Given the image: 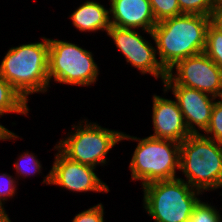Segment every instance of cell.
Instances as JSON below:
<instances>
[{
    "mask_svg": "<svg viewBox=\"0 0 222 222\" xmlns=\"http://www.w3.org/2000/svg\"><path fill=\"white\" fill-rule=\"evenodd\" d=\"M122 133L84 118L72 125L71 131L59 139L56 147L72 161L104 167L108 165L110 150L121 142Z\"/></svg>",
    "mask_w": 222,
    "mask_h": 222,
    "instance_id": "cell-6",
    "label": "cell"
},
{
    "mask_svg": "<svg viewBox=\"0 0 222 222\" xmlns=\"http://www.w3.org/2000/svg\"><path fill=\"white\" fill-rule=\"evenodd\" d=\"M30 108L23 97L0 76V117L8 114L28 116Z\"/></svg>",
    "mask_w": 222,
    "mask_h": 222,
    "instance_id": "cell-15",
    "label": "cell"
},
{
    "mask_svg": "<svg viewBox=\"0 0 222 222\" xmlns=\"http://www.w3.org/2000/svg\"><path fill=\"white\" fill-rule=\"evenodd\" d=\"M49 82L65 85L90 87L98 81L100 70L94 54L67 40L48 38Z\"/></svg>",
    "mask_w": 222,
    "mask_h": 222,
    "instance_id": "cell-7",
    "label": "cell"
},
{
    "mask_svg": "<svg viewBox=\"0 0 222 222\" xmlns=\"http://www.w3.org/2000/svg\"><path fill=\"white\" fill-rule=\"evenodd\" d=\"M156 22L182 15L177 0H149Z\"/></svg>",
    "mask_w": 222,
    "mask_h": 222,
    "instance_id": "cell-19",
    "label": "cell"
},
{
    "mask_svg": "<svg viewBox=\"0 0 222 222\" xmlns=\"http://www.w3.org/2000/svg\"><path fill=\"white\" fill-rule=\"evenodd\" d=\"M163 85H182L222 98V70L202 52L178 61Z\"/></svg>",
    "mask_w": 222,
    "mask_h": 222,
    "instance_id": "cell-9",
    "label": "cell"
},
{
    "mask_svg": "<svg viewBox=\"0 0 222 222\" xmlns=\"http://www.w3.org/2000/svg\"><path fill=\"white\" fill-rule=\"evenodd\" d=\"M210 22L219 31H222V4L214 5L210 16Z\"/></svg>",
    "mask_w": 222,
    "mask_h": 222,
    "instance_id": "cell-24",
    "label": "cell"
},
{
    "mask_svg": "<svg viewBox=\"0 0 222 222\" xmlns=\"http://www.w3.org/2000/svg\"><path fill=\"white\" fill-rule=\"evenodd\" d=\"M180 172L192 188L202 192L222 188V143L190 134L180 143Z\"/></svg>",
    "mask_w": 222,
    "mask_h": 222,
    "instance_id": "cell-4",
    "label": "cell"
},
{
    "mask_svg": "<svg viewBox=\"0 0 222 222\" xmlns=\"http://www.w3.org/2000/svg\"><path fill=\"white\" fill-rule=\"evenodd\" d=\"M142 32V34H141ZM143 33L149 34L151 40L146 39ZM107 36L112 39V43L124 56L127 64L140 71L143 75L150 74L155 79H160L162 83L167 77V71L163 68L157 58V50L152 31L124 29L112 26L107 31Z\"/></svg>",
    "mask_w": 222,
    "mask_h": 222,
    "instance_id": "cell-8",
    "label": "cell"
},
{
    "mask_svg": "<svg viewBox=\"0 0 222 222\" xmlns=\"http://www.w3.org/2000/svg\"><path fill=\"white\" fill-rule=\"evenodd\" d=\"M210 16L182 14L158 22L152 29L159 62L168 71L178 61L202 53Z\"/></svg>",
    "mask_w": 222,
    "mask_h": 222,
    "instance_id": "cell-1",
    "label": "cell"
},
{
    "mask_svg": "<svg viewBox=\"0 0 222 222\" xmlns=\"http://www.w3.org/2000/svg\"><path fill=\"white\" fill-rule=\"evenodd\" d=\"M203 135L222 143V98H218L212 109L211 119Z\"/></svg>",
    "mask_w": 222,
    "mask_h": 222,
    "instance_id": "cell-20",
    "label": "cell"
},
{
    "mask_svg": "<svg viewBox=\"0 0 222 222\" xmlns=\"http://www.w3.org/2000/svg\"><path fill=\"white\" fill-rule=\"evenodd\" d=\"M17 178L8 173H0V204L3 206L9 199L17 195V185H19ZM6 201V202H5Z\"/></svg>",
    "mask_w": 222,
    "mask_h": 222,
    "instance_id": "cell-22",
    "label": "cell"
},
{
    "mask_svg": "<svg viewBox=\"0 0 222 222\" xmlns=\"http://www.w3.org/2000/svg\"><path fill=\"white\" fill-rule=\"evenodd\" d=\"M151 110L154 131L151 137L181 143L191 134L175 98L172 100L153 94Z\"/></svg>",
    "mask_w": 222,
    "mask_h": 222,
    "instance_id": "cell-12",
    "label": "cell"
},
{
    "mask_svg": "<svg viewBox=\"0 0 222 222\" xmlns=\"http://www.w3.org/2000/svg\"><path fill=\"white\" fill-rule=\"evenodd\" d=\"M2 222H12L11 220H10V217L8 216L6 219H4Z\"/></svg>",
    "mask_w": 222,
    "mask_h": 222,
    "instance_id": "cell-28",
    "label": "cell"
},
{
    "mask_svg": "<svg viewBox=\"0 0 222 222\" xmlns=\"http://www.w3.org/2000/svg\"><path fill=\"white\" fill-rule=\"evenodd\" d=\"M53 150L57 151L54 162L42 184L56 185L70 193L110 192L109 186L96 174L95 167L70 160L56 147V144Z\"/></svg>",
    "mask_w": 222,
    "mask_h": 222,
    "instance_id": "cell-10",
    "label": "cell"
},
{
    "mask_svg": "<svg viewBox=\"0 0 222 222\" xmlns=\"http://www.w3.org/2000/svg\"><path fill=\"white\" fill-rule=\"evenodd\" d=\"M42 41L12 46L0 62V76L29 103V95L47 93L50 87L48 76L49 42Z\"/></svg>",
    "mask_w": 222,
    "mask_h": 222,
    "instance_id": "cell-2",
    "label": "cell"
},
{
    "mask_svg": "<svg viewBox=\"0 0 222 222\" xmlns=\"http://www.w3.org/2000/svg\"><path fill=\"white\" fill-rule=\"evenodd\" d=\"M220 210L215 205L201 199L195 205L190 220L186 222H222Z\"/></svg>",
    "mask_w": 222,
    "mask_h": 222,
    "instance_id": "cell-18",
    "label": "cell"
},
{
    "mask_svg": "<svg viewBox=\"0 0 222 222\" xmlns=\"http://www.w3.org/2000/svg\"><path fill=\"white\" fill-rule=\"evenodd\" d=\"M182 14L211 16L213 0H177Z\"/></svg>",
    "mask_w": 222,
    "mask_h": 222,
    "instance_id": "cell-21",
    "label": "cell"
},
{
    "mask_svg": "<svg viewBox=\"0 0 222 222\" xmlns=\"http://www.w3.org/2000/svg\"><path fill=\"white\" fill-rule=\"evenodd\" d=\"M137 141L129 163L131 180L140 181L141 187L156 181L179 178L180 143L154 138H139L122 133L121 141Z\"/></svg>",
    "mask_w": 222,
    "mask_h": 222,
    "instance_id": "cell-3",
    "label": "cell"
},
{
    "mask_svg": "<svg viewBox=\"0 0 222 222\" xmlns=\"http://www.w3.org/2000/svg\"><path fill=\"white\" fill-rule=\"evenodd\" d=\"M203 52L222 70V31L211 23L208 26Z\"/></svg>",
    "mask_w": 222,
    "mask_h": 222,
    "instance_id": "cell-17",
    "label": "cell"
},
{
    "mask_svg": "<svg viewBox=\"0 0 222 222\" xmlns=\"http://www.w3.org/2000/svg\"><path fill=\"white\" fill-rule=\"evenodd\" d=\"M110 23L124 29L152 31L157 24L149 0H108Z\"/></svg>",
    "mask_w": 222,
    "mask_h": 222,
    "instance_id": "cell-13",
    "label": "cell"
},
{
    "mask_svg": "<svg viewBox=\"0 0 222 222\" xmlns=\"http://www.w3.org/2000/svg\"><path fill=\"white\" fill-rule=\"evenodd\" d=\"M8 217L7 211L3 206L0 204V222H2L4 219Z\"/></svg>",
    "mask_w": 222,
    "mask_h": 222,
    "instance_id": "cell-26",
    "label": "cell"
},
{
    "mask_svg": "<svg viewBox=\"0 0 222 222\" xmlns=\"http://www.w3.org/2000/svg\"><path fill=\"white\" fill-rule=\"evenodd\" d=\"M104 210V205L98 203L87 210L77 213L71 222H105L104 215L106 212Z\"/></svg>",
    "mask_w": 222,
    "mask_h": 222,
    "instance_id": "cell-23",
    "label": "cell"
},
{
    "mask_svg": "<svg viewBox=\"0 0 222 222\" xmlns=\"http://www.w3.org/2000/svg\"><path fill=\"white\" fill-rule=\"evenodd\" d=\"M142 207L154 222H186L202 192L180 178L156 181L142 187Z\"/></svg>",
    "mask_w": 222,
    "mask_h": 222,
    "instance_id": "cell-5",
    "label": "cell"
},
{
    "mask_svg": "<svg viewBox=\"0 0 222 222\" xmlns=\"http://www.w3.org/2000/svg\"><path fill=\"white\" fill-rule=\"evenodd\" d=\"M169 91L178 102L189 132L203 133L210 123L212 109L218 98L182 85H163V92L166 94Z\"/></svg>",
    "mask_w": 222,
    "mask_h": 222,
    "instance_id": "cell-11",
    "label": "cell"
},
{
    "mask_svg": "<svg viewBox=\"0 0 222 222\" xmlns=\"http://www.w3.org/2000/svg\"><path fill=\"white\" fill-rule=\"evenodd\" d=\"M18 138H20L19 135L13 131L8 130V128L0 123V141H10L12 139L16 140Z\"/></svg>",
    "mask_w": 222,
    "mask_h": 222,
    "instance_id": "cell-25",
    "label": "cell"
},
{
    "mask_svg": "<svg viewBox=\"0 0 222 222\" xmlns=\"http://www.w3.org/2000/svg\"><path fill=\"white\" fill-rule=\"evenodd\" d=\"M79 32H106L111 27L109 8L95 0H86L68 15Z\"/></svg>",
    "mask_w": 222,
    "mask_h": 222,
    "instance_id": "cell-14",
    "label": "cell"
},
{
    "mask_svg": "<svg viewBox=\"0 0 222 222\" xmlns=\"http://www.w3.org/2000/svg\"><path fill=\"white\" fill-rule=\"evenodd\" d=\"M14 170H16V178L17 181L19 178L26 179L29 176H35L34 174L41 173L42 175V164L41 161L37 158L35 153H32V151L29 153L27 150L26 152L22 151V154L18 155V158L16 161H14L13 164ZM21 176V177H20Z\"/></svg>",
    "mask_w": 222,
    "mask_h": 222,
    "instance_id": "cell-16",
    "label": "cell"
},
{
    "mask_svg": "<svg viewBox=\"0 0 222 222\" xmlns=\"http://www.w3.org/2000/svg\"><path fill=\"white\" fill-rule=\"evenodd\" d=\"M214 1V4H222V0H213Z\"/></svg>",
    "mask_w": 222,
    "mask_h": 222,
    "instance_id": "cell-27",
    "label": "cell"
}]
</instances>
